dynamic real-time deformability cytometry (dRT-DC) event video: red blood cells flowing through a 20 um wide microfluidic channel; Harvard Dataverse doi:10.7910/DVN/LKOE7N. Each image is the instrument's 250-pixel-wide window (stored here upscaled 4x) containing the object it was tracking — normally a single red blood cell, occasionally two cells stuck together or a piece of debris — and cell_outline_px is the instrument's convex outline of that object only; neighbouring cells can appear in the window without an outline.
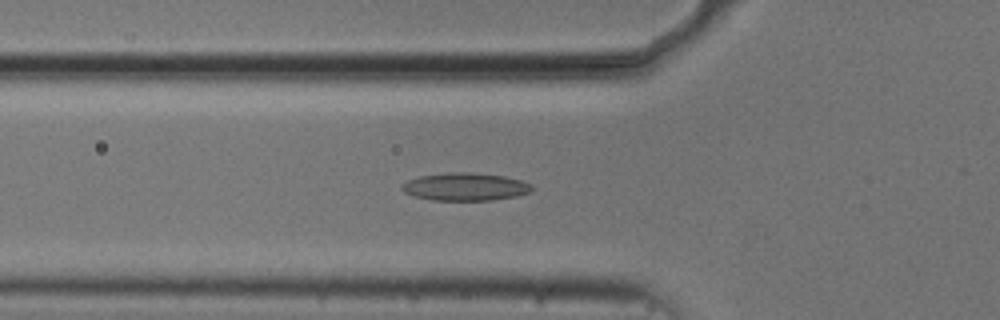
{"species": "common noctule bat (a hibernating species)", "species_latin": "Nyctalus noctula", "temperature_condition": "cold", "stored_images_in_passage": 54, "camera_frame_rate_fps": 3000, "um_per_image_px": 0.085, "animal": {"sex": "male", "body_mass_g": 20.5, "forearm_length_mm": 52.5}, "frame": {"image": 1, "passage_image": 19, "time_ms": 6.0, "image_size_px": [1000, 320], "cell_outline_px": [[532, 188], [528, 192], [516, 196], [492, 200], [432, 200], [412, 196], [404, 192], [400, 188], [400, 184], [408, 180], [420, 176], [448, 172], [472, 172], [504, 176], [520, 180], [528, 184]], "centroid_in_image_um": [39.46, 15.87], "position_along_channel_um": 86.3, "area_um2": 20.98}}
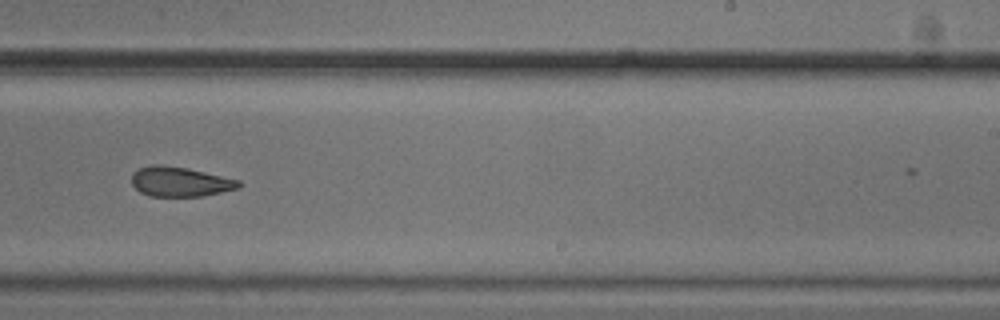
{"frame": {"image": 2, "passage_image": 34, "time_ms": 11.0, "image_size_px": [1000, 320], "cell_outline_px": [[244, 184], [240, 188], [204, 196], [152, 196], [140, 192], [132, 184], [132, 172], [140, 168], [152, 164], [160, 164], [188, 168], [240, 180]], "centroid_in_image_um": [15.34, 15.44], "position_along_channel_um": 273.7, "area_um2": 18.73}}
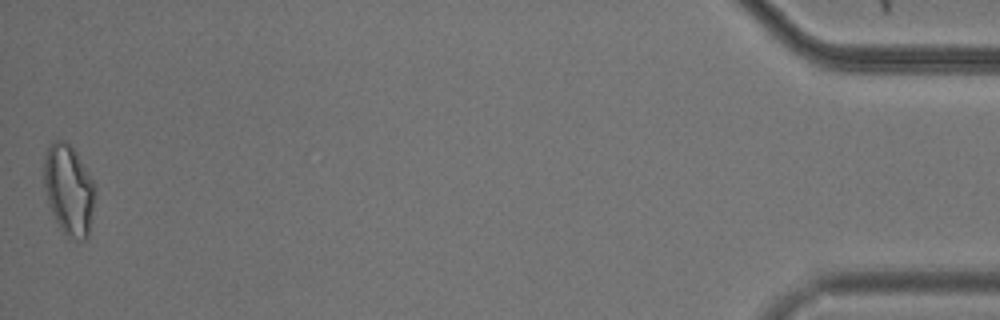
{"frame": {"image": 3, "passage_image": 54, "time_ms": 17.667, "image_size_px": [1000, 320], "cell_outline_px": [[96, 192], [88, 236], [84, 240], [76, 240], [64, 232], [60, 228], [48, 204], [44, 188], [44, 156], [48, 144], [52, 140], [64, 140], [76, 152], [96, 184]], "centroid_in_image_um": [5.85, 16.1], "position_along_channel_um": 429.3, "area_um2": 27.11}, "authors_computed_cell_mechanics": {"area_um2": 20.1433, "velocity_mm_per_s": 3.742, "shape_relaxation_time_tau1_ms": 5.0121, "shape_relaxation_time_tau2_ms": 4.6839, "deformation_change_tau1": 0.1541, "deformation_change_tau2": 0.1378}}